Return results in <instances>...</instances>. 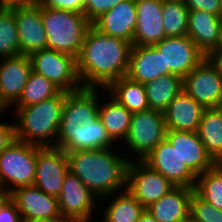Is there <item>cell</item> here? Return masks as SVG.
<instances>
[{
	"instance_id": "cell-27",
	"label": "cell",
	"mask_w": 222,
	"mask_h": 222,
	"mask_svg": "<svg viewBox=\"0 0 222 222\" xmlns=\"http://www.w3.org/2000/svg\"><path fill=\"white\" fill-rule=\"evenodd\" d=\"M150 109L164 112L183 91V79L175 74L161 76L144 84Z\"/></svg>"
},
{
	"instance_id": "cell-8",
	"label": "cell",
	"mask_w": 222,
	"mask_h": 222,
	"mask_svg": "<svg viewBox=\"0 0 222 222\" xmlns=\"http://www.w3.org/2000/svg\"><path fill=\"white\" fill-rule=\"evenodd\" d=\"M32 71L43 75L61 91L74 92L80 90L76 58L52 49H42L29 55Z\"/></svg>"
},
{
	"instance_id": "cell-5",
	"label": "cell",
	"mask_w": 222,
	"mask_h": 222,
	"mask_svg": "<svg viewBox=\"0 0 222 222\" xmlns=\"http://www.w3.org/2000/svg\"><path fill=\"white\" fill-rule=\"evenodd\" d=\"M41 17L46 31V49L77 58L91 23L84 13L41 6Z\"/></svg>"
},
{
	"instance_id": "cell-23",
	"label": "cell",
	"mask_w": 222,
	"mask_h": 222,
	"mask_svg": "<svg viewBox=\"0 0 222 222\" xmlns=\"http://www.w3.org/2000/svg\"><path fill=\"white\" fill-rule=\"evenodd\" d=\"M164 76L163 55L154 46H132L127 77L145 84Z\"/></svg>"
},
{
	"instance_id": "cell-22",
	"label": "cell",
	"mask_w": 222,
	"mask_h": 222,
	"mask_svg": "<svg viewBox=\"0 0 222 222\" xmlns=\"http://www.w3.org/2000/svg\"><path fill=\"white\" fill-rule=\"evenodd\" d=\"M221 17L204 10H189L187 36L208 56L216 49L220 37Z\"/></svg>"
},
{
	"instance_id": "cell-4",
	"label": "cell",
	"mask_w": 222,
	"mask_h": 222,
	"mask_svg": "<svg viewBox=\"0 0 222 222\" xmlns=\"http://www.w3.org/2000/svg\"><path fill=\"white\" fill-rule=\"evenodd\" d=\"M66 96L67 92L60 91L42 102L14 107L16 138L39 147H55Z\"/></svg>"
},
{
	"instance_id": "cell-31",
	"label": "cell",
	"mask_w": 222,
	"mask_h": 222,
	"mask_svg": "<svg viewBox=\"0 0 222 222\" xmlns=\"http://www.w3.org/2000/svg\"><path fill=\"white\" fill-rule=\"evenodd\" d=\"M188 12L185 1L163 0L162 19L166 37L187 35Z\"/></svg>"
},
{
	"instance_id": "cell-12",
	"label": "cell",
	"mask_w": 222,
	"mask_h": 222,
	"mask_svg": "<svg viewBox=\"0 0 222 222\" xmlns=\"http://www.w3.org/2000/svg\"><path fill=\"white\" fill-rule=\"evenodd\" d=\"M183 91L205 108L222 102V75L206 57L183 78Z\"/></svg>"
},
{
	"instance_id": "cell-9",
	"label": "cell",
	"mask_w": 222,
	"mask_h": 222,
	"mask_svg": "<svg viewBox=\"0 0 222 222\" xmlns=\"http://www.w3.org/2000/svg\"><path fill=\"white\" fill-rule=\"evenodd\" d=\"M175 187L162 174L152 170L142 160L131 159L129 161L126 189L145 208L159 200Z\"/></svg>"
},
{
	"instance_id": "cell-41",
	"label": "cell",
	"mask_w": 222,
	"mask_h": 222,
	"mask_svg": "<svg viewBox=\"0 0 222 222\" xmlns=\"http://www.w3.org/2000/svg\"><path fill=\"white\" fill-rule=\"evenodd\" d=\"M207 58L222 75V50H213Z\"/></svg>"
},
{
	"instance_id": "cell-25",
	"label": "cell",
	"mask_w": 222,
	"mask_h": 222,
	"mask_svg": "<svg viewBox=\"0 0 222 222\" xmlns=\"http://www.w3.org/2000/svg\"><path fill=\"white\" fill-rule=\"evenodd\" d=\"M131 115L132 113L124 105L112 97L105 104L104 102L99 104L98 118L114 143L119 140L125 141L130 127Z\"/></svg>"
},
{
	"instance_id": "cell-16",
	"label": "cell",
	"mask_w": 222,
	"mask_h": 222,
	"mask_svg": "<svg viewBox=\"0 0 222 222\" xmlns=\"http://www.w3.org/2000/svg\"><path fill=\"white\" fill-rule=\"evenodd\" d=\"M31 71L29 55L0 59V100L7 108L19 99Z\"/></svg>"
},
{
	"instance_id": "cell-2",
	"label": "cell",
	"mask_w": 222,
	"mask_h": 222,
	"mask_svg": "<svg viewBox=\"0 0 222 222\" xmlns=\"http://www.w3.org/2000/svg\"><path fill=\"white\" fill-rule=\"evenodd\" d=\"M132 44L96 30L86 32L76 69L83 88L106 89L113 81L127 76Z\"/></svg>"
},
{
	"instance_id": "cell-40",
	"label": "cell",
	"mask_w": 222,
	"mask_h": 222,
	"mask_svg": "<svg viewBox=\"0 0 222 222\" xmlns=\"http://www.w3.org/2000/svg\"><path fill=\"white\" fill-rule=\"evenodd\" d=\"M35 4V0H0L1 9H13L31 6Z\"/></svg>"
},
{
	"instance_id": "cell-17",
	"label": "cell",
	"mask_w": 222,
	"mask_h": 222,
	"mask_svg": "<svg viewBox=\"0 0 222 222\" xmlns=\"http://www.w3.org/2000/svg\"><path fill=\"white\" fill-rule=\"evenodd\" d=\"M166 139L196 176L217 164L208 154L198 132L167 130Z\"/></svg>"
},
{
	"instance_id": "cell-29",
	"label": "cell",
	"mask_w": 222,
	"mask_h": 222,
	"mask_svg": "<svg viewBox=\"0 0 222 222\" xmlns=\"http://www.w3.org/2000/svg\"><path fill=\"white\" fill-rule=\"evenodd\" d=\"M117 194L101 198L104 201L114 196L104 209L102 220L104 222H136L146 208L127 189L120 190Z\"/></svg>"
},
{
	"instance_id": "cell-30",
	"label": "cell",
	"mask_w": 222,
	"mask_h": 222,
	"mask_svg": "<svg viewBox=\"0 0 222 222\" xmlns=\"http://www.w3.org/2000/svg\"><path fill=\"white\" fill-rule=\"evenodd\" d=\"M61 90L43 75L30 72L19 99L14 107H27L56 96Z\"/></svg>"
},
{
	"instance_id": "cell-48",
	"label": "cell",
	"mask_w": 222,
	"mask_h": 222,
	"mask_svg": "<svg viewBox=\"0 0 222 222\" xmlns=\"http://www.w3.org/2000/svg\"><path fill=\"white\" fill-rule=\"evenodd\" d=\"M218 110L220 111V113L222 114V102L218 105Z\"/></svg>"
},
{
	"instance_id": "cell-36",
	"label": "cell",
	"mask_w": 222,
	"mask_h": 222,
	"mask_svg": "<svg viewBox=\"0 0 222 222\" xmlns=\"http://www.w3.org/2000/svg\"><path fill=\"white\" fill-rule=\"evenodd\" d=\"M85 0H42L39 5L51 9H63L83 13Z\"/></svg>"
},
{
	"instance_id": "cell-35",
	"label": "cell",
	"mask_w": 222,
	"mask_h": 222,
	"mask_svg": "<svg viewBox=\"0 0 222 222\" xmlns=\"http://www.w3.org/2000/svg\"><path fill=\"white\" fill-rule=\"evenodd\" d=\"M122 1L124 0H85L83 13L92 24L97 18Z\"/></svg>"
},
{
	"instance_id": "cell-14",
	"label": "cell",
	"mask_w": 222,
	"mask_h": 222,
	"mask_svg": "<svg viewBox=\"0 0 222 222\" xmlns=\"http://www.w3.org/2000/svg\"><path fill=\"white\" fill-rule=\"evenodd\" d=\"M142 161L152 170L162 174L174 186L195 188L197 176L181 160L166 138Z\"/></svg>"
},
{
	"instance_id": "cell-15",
	"label": "cell",
	"mask_w": 222,
	"mask_h": 222,
	"mask_svg": "<svg viewBox=\"0 0 222 222\" xmlns=\"http://www.w3.org/2000/svg\"><path fill=\"white\" fill-rule=\"evenodd\" d=\"M11 200L16 204L22 220L62 217L57 197L46 194L35 185L14 189Z\"/></svg>"
},
{
	"instance_id": "cell-43",
	"label": "cell",
	"mask_w": 222,
	"mask_h": 222,
	"mask_svg": "<svg viewBox=\"0 0 222 222\" xmlns=\"http://www.w3.org/2000/svg\"><path fill=\"white\" fill-rule=\"evenodd\" d=\"M22 222H72L69 219L60 217V218H49V219H34V220H22Z\"/></svg>"
},
{
	"instance_id": "cell-32",
	"label": "cell",
	"mask_w": 222,
	"mask_h": 222,
	"mask_svg": "<svg viewBox=\"0 0 222 222\" xmlns=\"http://www.w3.org/2000/svg\"><path fill=\"white\" fill-rule=\"evenodd\" d=\"M194 191L218 210H222V163L197 176Z\"/></svg>"
},
{
	"instance_id": "cell-18",
	"label": "cell",
	"mask_w": 222,
	"mask_h": 222,
	"mask_svg": "<svg viewBox=\"0 0 222 222\" xmlns=\"http://www.w3.org/2000/svg\"><path fill=\"white\" fill-rule=\"evenodd\" d=\"M135 3L137 23L132 46H153L166 37L162 19L163 0H135Z\"/></svg>"
},
{
	"instance_id": "cell-38",
	"label": "cell",
	"mask_w": 222,
	"mask_h": 222,
	"mask_svg": "<svg viewBox=\"0 0 222 222\" xmlns=\"http://www.w3.org/2000/svg\"><path fill=\"white\" fill-rule=\"evenodd\" d=\"M15 140H17L15 123L0 122V153H2Z\"/></svg>"
},
{
	"instance_id": "cell-28",
	"label": "cell",
	"mask_w": 222,
	"mask_h": 222,
	"mask_svg": "<svg viewBox=\"0 0 222 222\" xmlns=\"http://www.w3.org/2000/svg\"><path fill=\"white\" fill-rule=\"evenodd\" d=\"M197 132L208 154L222 163V114L218 108L205 109Z\"/></svg>"
},
{
	"instance_id": "cell-47",
	"label": "cell",
	"mask_w": 222,
	"mask_h": 222,
	"mask_svg": "<svg viewBox=\"0 0 222 222\" xmlns=\"http://www.w3.org/2000/svg\"><path fill=\"white\" fill-rule=\"evenodd\" d=\"M7 110V107L5 106V104L0 100V115L3 113V111Z\"/></svg>"
},
{
	"instance_id": "cell-3",
	"label": "cell",
	"mask_w": 222,
	"mask_h": 222,
	"mask_svg": "<svg viewBox=\"0 0 222 222\" xmlns=\"http://www.w3.org/2000/svg\"><path fill=\"white\" fill-rule=\"evenodd\" d=\"M114 152L112 148L66 152L69 171L99 200L126 189L127 168L131 158L126 159Z\"/></svg>"
},
{
	"instance_id": "cell-20",
	"label": "cell",
	"mask_w": 222,
	"mask_h": 222,
	"mask_svg": "<svg viewBox=\"0 0 222 222\" xmlns=\"http://www.w3.org/2000/svg\"><path fill=\"white\" fill-rule=\"evenodd\" d=\"M137 23L135 0H124L97 18L91 25L103 34L133 43Z\"/></svg>"
},
{
	"instance_id": "cell-45",
	"label": "cell",
	"mask_w": 222,
	"mask_h": 222,
	"mask_svg": "<svg viewBox=\"0 0 222 222\" xmlns=\"http://www.w3.org/2000/svg\"><path fill=\"white\" fill-rule=\"evenodd\" d=\"M177 222H198L191 214H188L184 218H181Z\"/></svg>"
},
{
	"instance_id": "cell-42",
	"label": "cell",
	"mask_w": 222,
	"mask_h": 222,
	"mask_svg": "<svg viewBox=\"0 0 222 222\" xmlns=\"http://www.w3.org/2000/svg\"><path fill=\"white\" fill-rule=\"evenodd\" d=\"M11 199V192L0 186V209Z\"/></svg>"
},
{
	"instance_id": "cell-13",
	"label": "cell",
	"mask_w": 222,
	"mask_h": 222,
	"mask_svg": "<svg viewBox=\"0 0 222 222\" xmlns=\"http://www.w3.org/2000/svg\"><path fill=\"white\" fill-rule=\"evenodd\" d=\"M63 218L72 222H89L98 203L96 197L84 183L70 171L64 178L63 186L57 197Z\"/></svg>"
},
{
	"instance_id": "cell-19",
	"label": "cell",
	"mask_w": 222,
	"mask_h": 222,
	"mask_svg": "<svg viewBox=\"0 0 222 222\" xmlns=\"http://www.w3.org/2000/svg\"><path fill=\"white\" fill-rule=\"evenodd\" d=\"M15 20L20 39V54L46 49L47 35L41 17V6L14 8Z\"/></svg>"
},
{
	"instance_id": "cell-37",
	"label": "cell",
	"mask_w": 222,
	"mask_h": 222,
	"mask_svg": "<svg viewBox=\"0 0 222 222\" xmlns=\"http://www.w3.org/2000/svg\"><path fill=\"white\" fill-rule=\"evenodd\" d=\"M189 10H204L222 17V0H186Z\"/></svg>"
},
{
	"instance_id": "cell-34",
	"label": "cell",
	"mask_w": 222,
	"mask_h": 222,
	"mask_svg": "<svg viewBox=\"0 0 222 222\" xmlns=\"http://www.w3.org/2000/svg\"><path fill=\"white\" fill-rule=\"evenodd\" d=\"M190 214L198 222H222V210L216 209L195 191L191 197Z\"/></svg>"
},
{
	"instance_id": "cell-24",
	"label": "cell",
	"mask_w": 222,
	"mask_h": 222,
	"mask_svg": "<svg viewBox=\"0 0 222 222\" xmlns=\"http://www.w3.org/2000/svg\"><path fill=\"white\" fill-rule=\"evenodd\" d=\"M194 188L175 187L156 202L151 203L146 210L158 222H177L190 214V203Z\"/></svg>"
},
{
	"instance_id": "cell-44",
	"label": "cell",
	"mask_w": 222,
	"mask_h": 222,
	"mask_svg": "<svg viewBox=\"0 0 222 222\" xmlns=\"http://www.w3.org/2000/svg\"><path fill=\"white\" fill-rule=\"evenodd\" d=\"M136 222H158L152 214L145 209L142 215L138 218Z\"/></svg>"
},
{
	"instance_id": "cell-50",
	"label": "cell",
	"mask_w": 222,
	"mask_h": 222,
	"mask_svg": "<svg viewBox=\"0 0 222 222\" xmlns=\"http://www.w3.org/2000/svg\"><path fill=\"white\" fill-rule=\"evenodd\" d=\"M42 0H35V4H39Z\"/></svg>"
},
{
	"instance_id": "cell-33",
	"label": "cell",
	"mask_w": 222,
	"mask_h": 222,
	"mask_svg": "<svg viewBox=\"0 0 222 222\" xmlns=\"http://www.w3.org/2000/svg\"><path fill=\"white\" fill-rule=\"evenodd\" d=\"M20 55V39L14 8H0V59Z\"/></svg>"
},
{
	"instance_id": "cell-46",
	"label": "cell",
	"mask_w": 222,
	"mask_h": 222,
	"mask_svg": "<svg viewBox=\"0 0 222 222\" xmlns=\"http://www.w3.org/2000/svg\"><path fill=\"white\" fill-rule=\"evenodd\" d=\"M215 50H222V17H221V23H220V37H219V43Z\"/></svg>"
},
{
	"instance_id": "cell-7",
	"label": "cell",
	"mask_w": 222,
	"mask_h": 222,
	"mask_svg": "<svg viewBox=\"0 0 222 222\" xmlns=\"http://www.w3.org/2000/svg\"><path fill=\"white\" fill-rule=\"evenodd\" d=\"M164 113L153 109L132 113L125 145L129 151L143 160L166 138Z\"/></svg>"
},
{
	"instance_id": "cell-39",
	"label": "cell",
	"mask_w": 222,
	"mask_h": 222,
	"mask_svg": "<svg viewBox=\"0 0 222 222\" xmlns=\"http://www.w3.org/2000/svg\"><path fill=\"white\" fill-rule=\"evenodd\" d=\"M0 222H22L20 212L11 199L0 209Z\"/></svg>"
},
{
	"instance_id": "cell-1",
	"label": "cell",
	"mask_w": 222,
	"mask_h": 222,
	"mask_svg": "<svg viewBox=\"0 0 222 222\" xmlns=\"http://www.w3.org/2000/svg\"><path fill=\"white\" fill-rule=\"evenodd\" d=\"M98 88L67 92L55 147L65 152L115 146L98 118Z\"/></svg>"
},
{
	"instance_id": "cell-10",
	"label": "cell",
	"mask_w": 222,
	"mask_h": 222,
	"mask_svg": "<svg viewBox=\"0 0 222 222\" xmlns=\"http://www.w3.org/2000/svg\"><path fill=\"white\" fill-rule=\"evenodd\" d=\"M164 60V76L175 74L182 79L207 56L187 36L165 37L153 45Z\"/></svg>"
},
{
	"instance_id": "cell-6",
	"label": "cell",
	"mask_w": 222,
	"mask_h": 222,
	"mask_svg": "<svg viewBox=\"0 0 222 222\" xmlns=\"http://www.w3.org/2000/svg\"><path fill=\"white\" fill-rule=\"evenodd\" d=\"M35 174L36 145L17 139L0 153L2 188L12 192L18 187L34 185Z\"/></svg>"
},
{
	"instance_id": "cell-49",
	"label": "cell",
	"mask_w": 222,
	"mask_h": 222,
	"mask_svg": "<svg viewBox=\"0 0 222 222\" xmlns=\"http://www.w3.org/2000/svg\"><path fill=\"white\" fill-rule=\"evenodd\" d=\"M92 220H90L89 222H91ZM92 222H104L102 219H101V221H95V220H93Z\"/></svg>"
},
{
	"instance_id": "cell-21",
	"label": "cell",
	"mask_w": 222,
	"mask_h": 222,
	"mask_svg": "<svg viewBox=\"0 0 222 222\" xmlns=\"http://www.w3.org/2000/svg\"><path fill=\"white\" fill-rule=\"evenodd\" d=\"M205 109L184 91L180 92L163 112L167 130L197 132Z\"/></svg>"
},
{
	"instance_id": "cell-26",
	"label": "cell",
	"mask_w": 222,
	"mask_h": 222,
	"mask_svg": "<svg viewBox=\"0 0 222 222\" xmlns=\"http://www.w3.org/2000/svg\"><path fill=\"white\" fill-rule=\"evenodd\" d=\"M103 91H109L112 98L124 105L131 113L146 111L150 109L144 84L131 80L124 76L113 81Z\"/></svg>"
},
{
	"instance_id": "cell-11",
	"label": "cell",
	"mask_w": 222,
	"mask_h": 222,
	"mask_svg": "<svg viewBox=\"0 0 222 222\" xmlns=\"http://www.w3.org/2000/svg\"><path fill=\"white\" fill-rule=\"evenodd\" d=\"M68 172V158L62 148L36 146L35 186L48 195L58 197Z\"/></svg>"
}]
</instances>
